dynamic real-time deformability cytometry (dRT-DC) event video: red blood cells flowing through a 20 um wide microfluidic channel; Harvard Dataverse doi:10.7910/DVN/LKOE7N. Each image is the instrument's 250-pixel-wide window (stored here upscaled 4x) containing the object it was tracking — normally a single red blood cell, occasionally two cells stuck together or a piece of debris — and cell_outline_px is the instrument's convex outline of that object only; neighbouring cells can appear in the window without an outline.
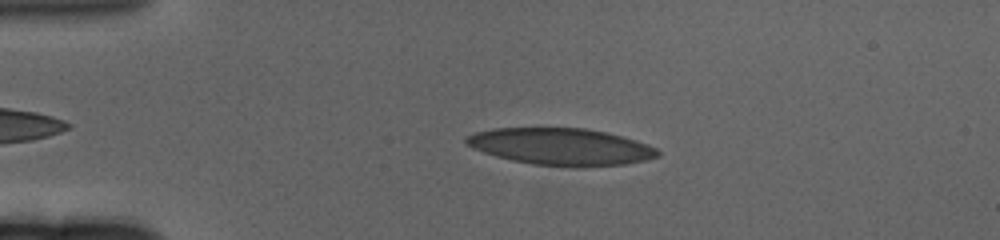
{"species": "human", "species_latin": "Homo sapiens", "temperature_condition": "cold", "stored_images_in_passage": 59, "camera_frame_rate_fps": 3000, "um_per_image_px": 0.085, "donor": {"sex": "female"}, "frame": {"image": 1, "passage_image": 11, "time_ms": 3.333, "image_size_px": [1000, 240], "cell_outline_px": [[660, 156], [644, 160], [624, 164], [584, 168], [580, 168], [532, 164], [512, 160], [496, 156], [472, 148], [464, 140], [468, 136], [476, 132], [496, 128], [584, 128], [604, 132], [636, 140], [656, 148], [660, 152]], "centroid_in_image_um": [47.71, 12.48], "position_along_channel_um": 37.3, "area_um2": 41.15}}
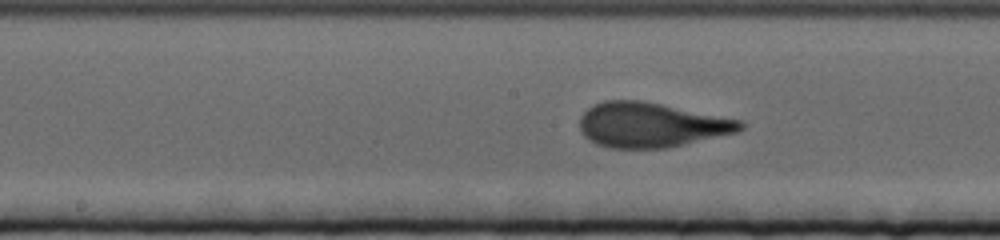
{"frame": {"image": 2, "passage_image": 29, "time_ms": 9.333, "image_size_px": [1000, 240], "cell_outline_px": [[744, 128], [736, 132], [664, 148], [612, 148], [596, 144], [584, 136], [580, 128], [580, 116], [592, 104], [604, 100], [640, 100], [740, 120], [744, 124]], "centroid_in_image_um": [55.28, 10.61], "position_along_channel_um": 192.9, "area_um2": 41.38}}
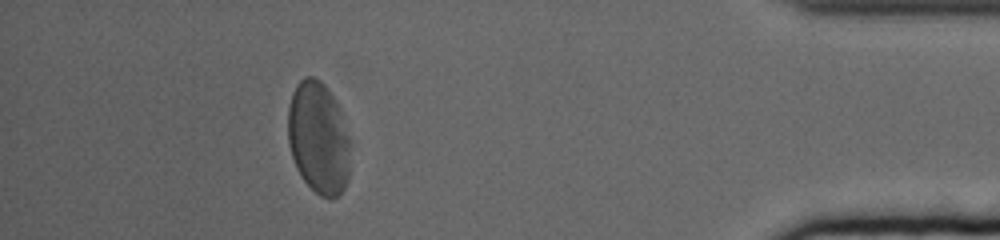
{"frame": {"image": 3, "passage_image": 53, "time_ms": 17.333, "image_size_px": [1000, 240], "cell_outline_px": [[348, 180], [340, 196], [332, 200], [328, 200], [320, 196], [300, 176], [296, 168], [288, 144], [288, 108], [292, 92], [296, 84], [304, 76], [312, 76], [320, 80], [324, 84], [336, 100], [340, 112], [348, 140]], "centroid_in_image_um": [27.04, 11.74], "position_along_channel_um": 408.2, "area_um2": 40.75}, "authors_computed_cell_mechanics": {"area_um2": 41.3848, "velocity_mm_per_s": 3.269, "shape_relaxation_time_tau1_ms": 3.2166, "shape_relaxation_time_tau2_ms": 0.9245, "deformation_change_tau1": 0.1525, "deformation_change_tau2": 0.0814}}